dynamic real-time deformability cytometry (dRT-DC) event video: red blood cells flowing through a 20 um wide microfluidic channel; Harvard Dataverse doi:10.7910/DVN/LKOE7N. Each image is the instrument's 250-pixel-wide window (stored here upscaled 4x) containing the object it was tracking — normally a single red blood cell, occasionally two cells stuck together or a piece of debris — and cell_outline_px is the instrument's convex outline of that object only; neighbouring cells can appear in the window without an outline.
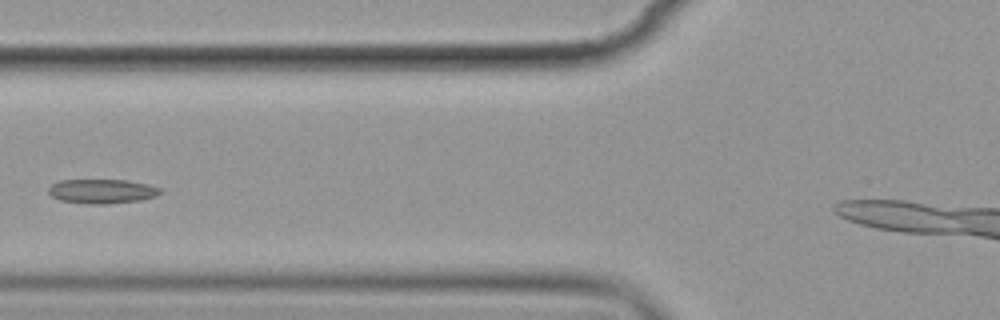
{"species": "common noctule bat (a hibernating species)", "species_latin": "Nyctalus noctula", "temperature_condition": "cold", "stored_images_in_passage": 6, "camera_frame_rate_fps": 3000, "um_per_image_px": 0.085, "animal": {"sex": "female", "body_mass_g": 19.9}, "frame": {"image": 1, "passage_image": 6, "time_ms": 6.0, "image_size_px": [1000, 320], "cell_outline_px": [[160, 192], [156, 196], [140, 200], [108, 204], [88, 204], [60, 200], [52, 196], [48, 192], [48, 188], [52, 184], [60, 180], [128, 180], [148, 184], [160, 188]], "centroid_in_image_um": [8.66, 16.26], "position_along_channel_um": 117.1, "area_um2": 15.84}}